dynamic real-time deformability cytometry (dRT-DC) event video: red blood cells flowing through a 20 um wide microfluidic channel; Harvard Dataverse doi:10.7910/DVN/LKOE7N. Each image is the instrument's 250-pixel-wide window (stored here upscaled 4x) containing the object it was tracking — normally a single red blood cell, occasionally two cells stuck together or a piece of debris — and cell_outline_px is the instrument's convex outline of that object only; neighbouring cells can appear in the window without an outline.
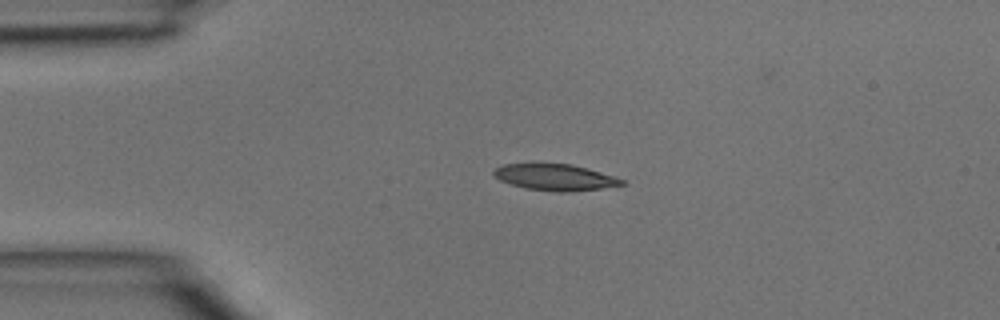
{"species": "common noctule bat (a hibernating species)", "species_latin": "Nyctalus noctula", "temperature_condition": "room temperature", "stored_images_in_passage": 3, "camera_frame_rate_fps": 3000, "um_per_image_px": 0.085, "animal": {"sex": "male", "body_mass_g": 15.6}, "frame": {"image": 1, "passage_image": 2, "time_ms": 0.333, "image_size_px": [1000, 320], "cell_outline_px": [[628, 184], [600, 188], [568, 192], [556, 192], [524, 188], [500, 180], [492, 172], [500, 164], [572, 164], [588, 168], [616, 176], [624, 180]], "centroid_in_image_um": [47.23, 15.07], "position_along_channel_um": 37.8, "area_um2": 19.65}}